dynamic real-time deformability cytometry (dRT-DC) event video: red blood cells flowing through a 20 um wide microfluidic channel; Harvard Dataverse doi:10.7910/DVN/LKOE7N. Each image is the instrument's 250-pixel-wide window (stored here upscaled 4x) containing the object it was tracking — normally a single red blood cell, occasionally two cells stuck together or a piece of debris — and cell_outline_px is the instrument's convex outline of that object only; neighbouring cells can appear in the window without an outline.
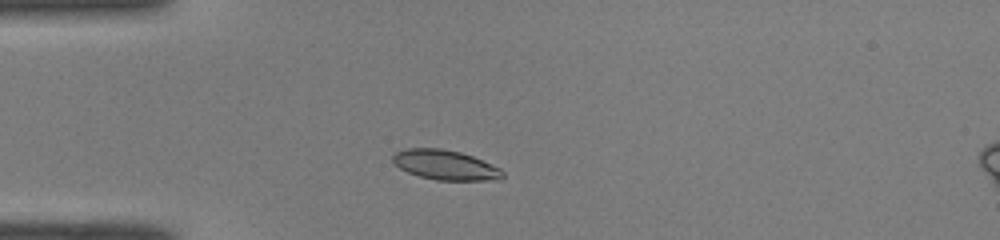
{"species": "common noctule bat (a hibernating species)", "species_latin": "Nyctalus noctula", "temperature_condition": "room temperature", "stored_images_in_passage": 37, "camera_frame_rate_fps": 3000, "um_per_image_px": 0.085, "animal": {"sex": "male", "body_mass_g": 19.0, "forearm_length_mm": 50.8}, "frame": {"image": 1, "passage_image": 1, "time_ms": 0.0, "image_size_px": [1000, 240], "cell_outline_px": [[504, 176], [500, 180], [436, 180], [420, 176], [408, 172], [392, 164], [392, 156], [396, 152], [408, 148], [440, 148], [460, 152], [472, 156], [500, 168], [504, 172]], "centroid_in_image_um": [37.84, 14.02], "position_along_channel_um": 47.2, "area_um2": 19.07}}
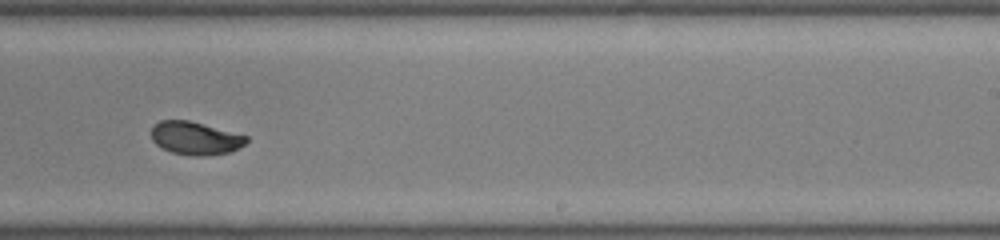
{"frame": {"image": 2, "passage_image": 19, "time_ms": 6.0, "image_size_px": [1000, 240], "cell_outline_px": [[248, 140], [240, 148], [232, 152], [208, 156], [192, 156], [172, 152], [156, 144], [152, 140], [152, 128], [160, 120], [188, 120], [248, 136]], "centroid_in_image_um": [16.63, 11.76], "position_along_channel_um": 272.4, "area_um2": 18.26}}
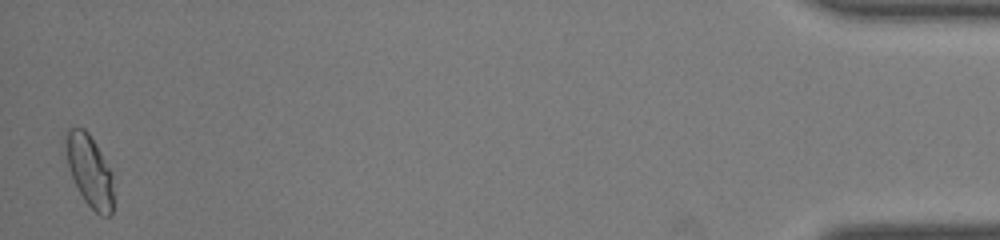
{"frame": {"image": 3, "passage_image": 37, "time_ms": 12.0, "image_size_px": [1000, 240], "cell_outline_px": [[112, 216], [100, 216], [84, 200], [68, 168], [68, 128], [84, 128], [88, 132], [96, 144], [112, 172]], "centroid_in_image_um": [7.66, 14.56], "position_along_channel_um": 427.5, "area_um2": 19.25}, "authors_computed_cell_mechanics": {"area_um2": 18.785, "velocity_mm_per_s": 4.0481, "shape_relaxation_time_tau1_ms": 2.2633, "shape_relaxation_time_tau2_ms": null, "deformation_change_tau1": 0.1421, "deformation_change_tau2": null}}